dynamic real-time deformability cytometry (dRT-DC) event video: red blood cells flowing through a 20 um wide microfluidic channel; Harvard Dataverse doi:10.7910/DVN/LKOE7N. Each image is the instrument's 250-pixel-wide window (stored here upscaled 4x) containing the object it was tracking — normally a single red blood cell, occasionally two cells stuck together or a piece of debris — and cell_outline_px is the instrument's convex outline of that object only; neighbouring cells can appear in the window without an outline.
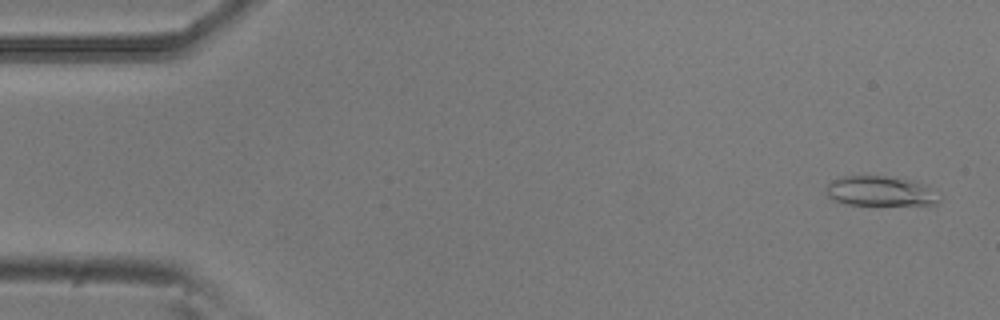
{"species": "common noctule bat (a hibernating species)", "species_latin": "Nyctalus noctula", "temperature_condition": "room temperature", "stored_images_in_passage": 5, "camera_frame_rate_fps": 3000, "um_per_image_px": 0.085, "animal": {"sex": "male", "body_mass_g": 20.5, "forearm_length_mm": 52.5}, "frame": {"image": 1, "passage_image": 1, "time_ms": 0.0, "image_size_px": [1000, 320], "cell_outline_px": [[940, 200], [936, 204], [848, 204], [836, 200], [828, 196], [828, 184], [832, 180], [844, 176], [896, 176], [928, 184]], "centroid_in_image_um": [74.87, 16.22], "position_along_channel_um": 10.1, "area_um2": 19.42}}
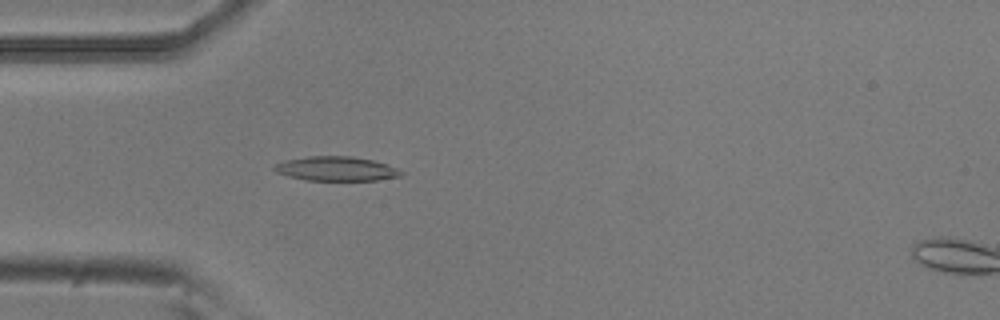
{"frame": {"image": 2, "passage_image": 4, "time_ms": 1.0, "image_size_px": [1000, 320], "cell_outline_px": [[404, 176], [376, 180], [304, 180], [288, 176], [276, 172], [272, 168], [276, 164], [284, 160], [308, 156], [352, 156], [372, 160], [388, 164], [400, 168], [404, 172]], "centroid_in_image_um": [28.63, 14.34], "position_along_channel_um": 56.4, "area_um2": 18.21}}